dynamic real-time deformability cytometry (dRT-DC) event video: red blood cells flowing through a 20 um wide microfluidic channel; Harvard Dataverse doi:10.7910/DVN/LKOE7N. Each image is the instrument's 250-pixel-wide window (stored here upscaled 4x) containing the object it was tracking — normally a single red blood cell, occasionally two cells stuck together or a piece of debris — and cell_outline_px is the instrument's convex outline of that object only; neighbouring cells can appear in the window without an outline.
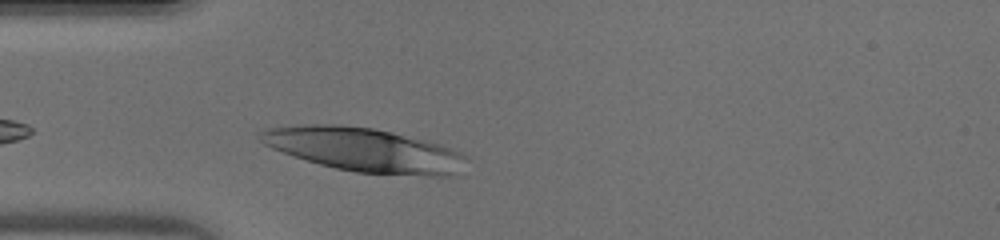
{"species": "human", "species_latin": "Homo sapiens", "temperature_condition": "warm", "stored_images_in_passage": 22, "camera_frame_rate_fps": 3000, "um_per_image_px": 0.085, "donor": {"sex": "male"}, "frame": {"image": 1, "passage_image": 2, "time_ms": 0.333, "image_size_px": [1000, 240], "cell_outline_px": [[468, 156], [452, 176], [428, 176], [356, 172], [336, 168], [320, 164], [272, 148], [264, 144], [256, 136], [260, 132], [268, 128], [304, 124], [340, 124], [372, 128], [392, 132], [440, 144], [452, 148]], "centroid_in_image_um": [30.94, 12.72], "position_along_channel_um": 54.1, "area_um2": 52.19}}
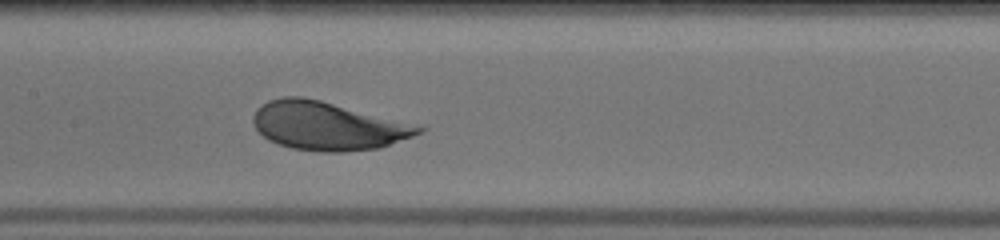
{"frame": {"image": 2, "passage_image": 11, "time_ms": 3.333, "image_size_px": [1000, 240], "cell_outline_px": [[428, 128], [424, 132], [380, 148], [344, 152], [320, 152], [292, 148], [268, 140], [256, 128], [252, 120], [252, 116], [256, 108], [268, 100], [284, 96], [304, 96], [320, 100]], "centroid_in_image_um": [27.82, 10.7], "position_along_channel_um": 179.6, "area_um2": 46.41}}
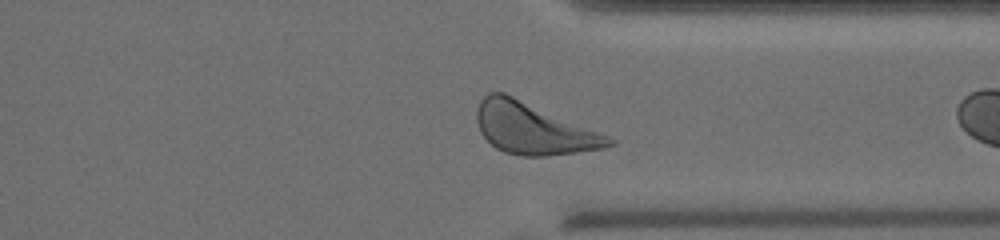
{"frame": {"image": 3, "passage_image": 21, "time_ms": 6.667, "image_size_px": [1000, 240], "cell_outline_px": [[616, 144], [608, 148], [544, 156], [524, 156], [504, 152], [496, 148], [480, 132], [476, 120], [476, 108], [480, 100], [488, 92], [504, 92], [608, 136], [616, 140]], "centroid_in_image_um": [45.31, 10.93], "position_along_channel_um": 366.1, "area_um2": 39.19}}